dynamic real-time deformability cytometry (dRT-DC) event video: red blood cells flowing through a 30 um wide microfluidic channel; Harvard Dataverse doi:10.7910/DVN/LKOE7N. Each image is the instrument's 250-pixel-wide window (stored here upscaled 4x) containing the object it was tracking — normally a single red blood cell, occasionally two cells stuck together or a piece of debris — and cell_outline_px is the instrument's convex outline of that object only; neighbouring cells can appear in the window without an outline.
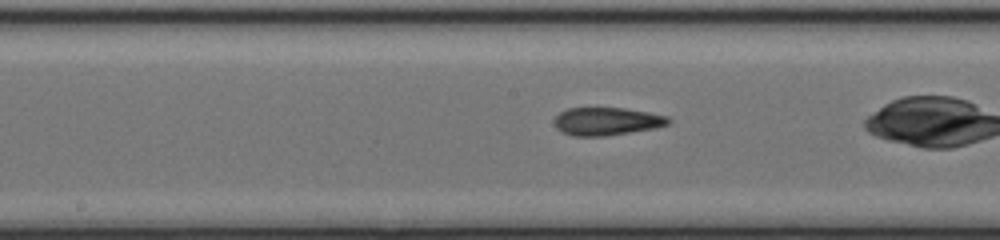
{"species": "common noctule bat (a hibernating species)", "species_latin": "Nyctalus noctula", "temperature_condition": "cold", "stored_images_in_passage": 31, "camera_frame_rate_fps": 3000, "um_per_image_px": 0.085, "animal": {"sex": "female", "body_mass_g": 17.0, "forearm_length_mm": 48.0}, "frame": {"image": 1, "passage_image": 18, "time_ms": 5.667, "image_size_px": [1000, 240], "cell_outline_px": [[672, 120], [668, 124], [656, 128], [604, 136], [572, 136], [560, 132], [556, 128], [552, 120], [560, 112], [568, 108], [624, 108], [648, 112], [668, 116]], "centroid_in_image_um": [51.54, 10.32], "position_along_channel_um": 196.7, "area_um2": 18.73}}